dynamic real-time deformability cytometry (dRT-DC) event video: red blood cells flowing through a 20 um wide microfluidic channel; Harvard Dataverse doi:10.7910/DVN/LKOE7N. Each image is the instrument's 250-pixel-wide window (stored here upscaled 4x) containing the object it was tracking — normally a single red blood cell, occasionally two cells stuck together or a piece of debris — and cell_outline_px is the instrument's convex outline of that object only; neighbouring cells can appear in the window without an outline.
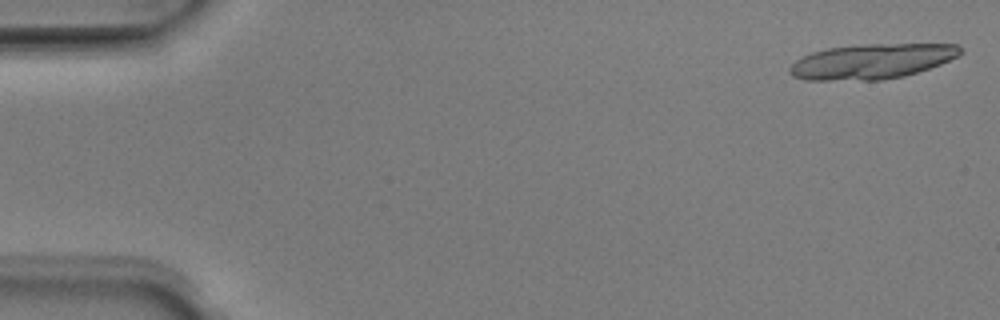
{"species": "Egyptian fruit bat (a non-hibernating species)", "species_latin": "Rousettus aegyptiacus", "temperature_condition": "room temperature", "stored_images_in_passage": 17, "camera_frame_rate_fps": 3000, "um_per_image_px": 0.085, "animal": {"sex": "male"}, "frame": {"image": 1, "passage_image": 1, "time_ms": 0.0, "image_size_px": [1000, 320], "cell_outline_px": [[964, 52], [940, 64], [904, 76], [884, 80], [804, 80], [792, 76], [788, 72], [788, 68], [796, 60], [812, 52], [828, 48], [860, 44], [956, 44]], "centroid_in_image_um": [74.06, 5.22], "position_along_channel_um": 10.9, "area_um2": 34.8}}